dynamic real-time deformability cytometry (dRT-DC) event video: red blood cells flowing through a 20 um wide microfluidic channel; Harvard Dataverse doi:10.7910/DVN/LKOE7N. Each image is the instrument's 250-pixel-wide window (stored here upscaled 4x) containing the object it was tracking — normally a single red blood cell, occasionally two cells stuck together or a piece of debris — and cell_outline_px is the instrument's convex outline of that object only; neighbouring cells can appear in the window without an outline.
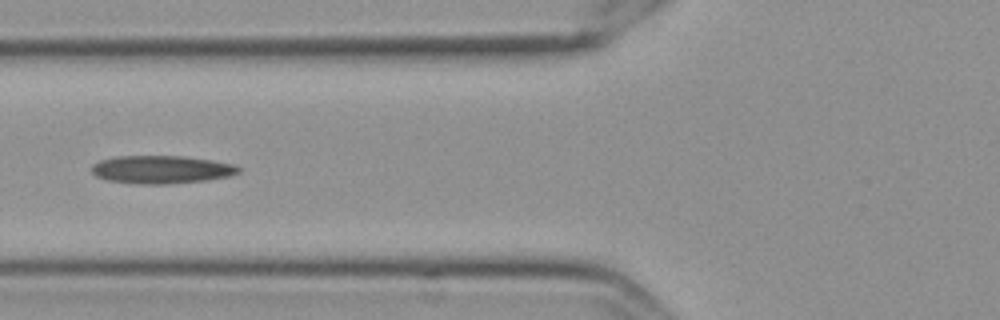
{"species": "Egyptian fruit bat (a non-hibernating species)", "species_latin": "Rousettus aegyptiacus", "temperature_condition": "cold", "stored_images_in_passage": 27, "camera_frame_rate_fps": 3000, "um_per_image_px": 0.085, "frame": {"image": 1, "passage_image": 5, "time_ms": 1.333, "image_size_px": [1000, 320], "cell_outline_px": [[240, 172], [228, 176], [204, 180], [164, 184], [144, 184], [108, 180], [96, 176], [92, 172], [92, 164], [100, 160], [116, 156], [184, 156], [212, 160], [232, 164], [240, 168]], "centroid_in_image_um": [13.7, 14.4], "position_along_channel_um": 112.1, "area_um2": 23.7}}
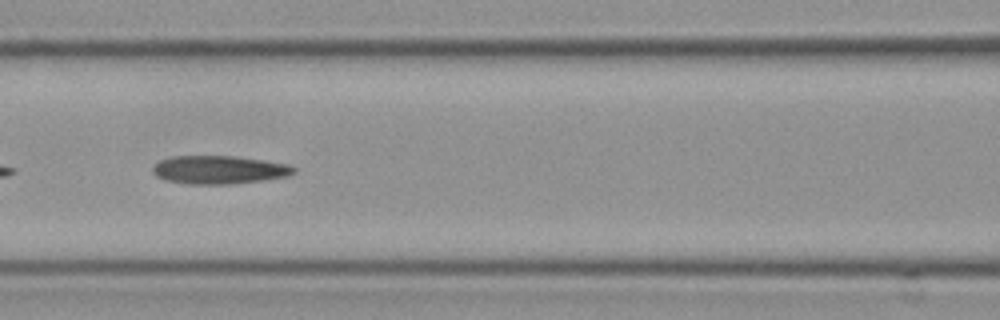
{"frame": {"image": 2, "passage_image": 8, "time_ms": 2.333, "image_size_px": [1000, 320], "cell_outline_px": [[296, 172], [288, 176], [264, 180], [232, 184], [188, 184], [164, 180], [156, 176], [152, 172], [152, 168], [160, 160], [172, 156], [232, 156], [264, 160], [288, 164], [296, 168]], "centroid_in_image_um": [18.62, 14.44], "position_along_channel_um": 148.0, "area_um2": 23.35}, "authors_computed_cell_mechanics": {"area_um2": 23.12, "velocity_mm_per_s": 3.5507, "shape_relaxation_time_tau1_ms": null, "shape_relaxation_time_tau2_ms": 9.1872, "deformation_change_tau1": null, "deformation_change_tau2": 0.2273}}